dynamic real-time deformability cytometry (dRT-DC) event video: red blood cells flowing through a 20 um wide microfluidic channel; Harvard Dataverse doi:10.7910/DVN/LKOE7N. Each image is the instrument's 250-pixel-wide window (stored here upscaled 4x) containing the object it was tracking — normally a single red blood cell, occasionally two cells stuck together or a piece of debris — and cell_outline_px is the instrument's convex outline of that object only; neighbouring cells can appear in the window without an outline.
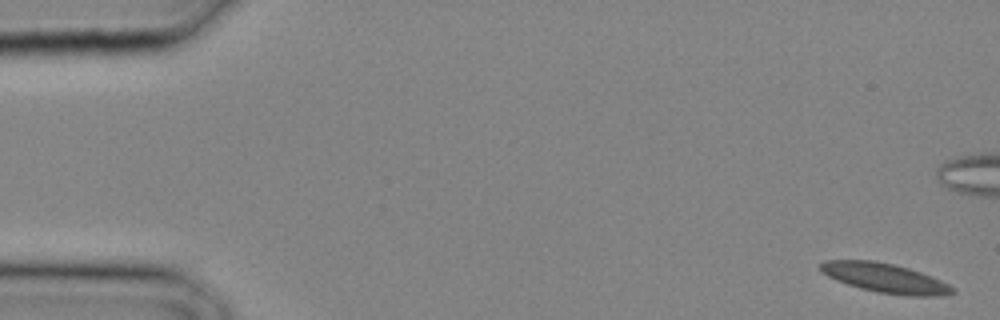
{"species": "common noctule bat (a hibernating species)", "species_latin": "Nyctalus noctula", "temperature_condition": "cold", "stored_images_in_passage": 22, "camera_frame_rate_fps": 3000, "um_per_image_px": 0.085, "animal": {"sex": "male", "body_mass_g": 20.4}, "frame": {"image": 1, "passage_image": 1, "time_ms": 0.0, "image_size_px": [1000, 320], "cell_outline_px": [[956, 292], [944, 296], [908, 296], [876, 292], [860, 288], [836, 280], [828, 276], [820, 268], [820, 264], [824, 260], [872, 260], [892, 264], [908, 268], [920, 272], [940, 280], [956, 288]], "centroid_in_image_um": [75.27, 23.64], "position_along_channel_um": 9.7, "area_um2": 22.54}}
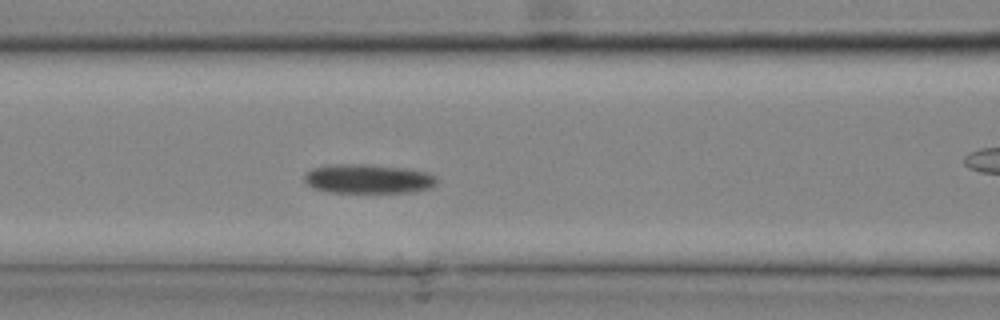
{"frame": {"image": 2, "passage_image": 13, "time_ms": 4.0, "image_size_px": [1000, 320], "cell_outline_px": [[436, 184], [432, 188], [416, 192], [328, 192], [312, 188], [304, 180], [304, 172], [312, 168], [336, 164], [368, 164], [404, 168], [428, 172], [436, 176]], "centroid_in_image_um": [31.3, 15.2], "position_along_channel_um": 135.3, "area_um2": 22.77}}